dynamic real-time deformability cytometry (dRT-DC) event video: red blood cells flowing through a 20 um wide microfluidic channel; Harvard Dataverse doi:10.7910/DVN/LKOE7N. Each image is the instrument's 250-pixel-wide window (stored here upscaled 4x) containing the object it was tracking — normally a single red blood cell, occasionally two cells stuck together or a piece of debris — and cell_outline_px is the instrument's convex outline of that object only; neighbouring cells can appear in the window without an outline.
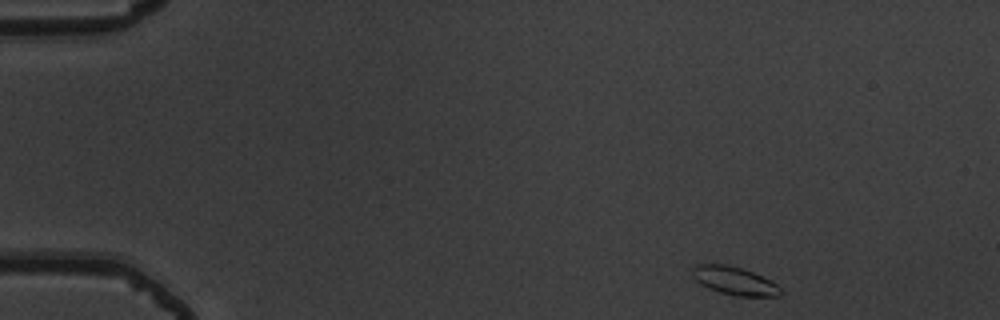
{"species": "common noctule bat (a hibernating species)", "species_latin": "Nyctalus noctula", "temperature_condition": "warm", "stored_images_in_passage": 49, "camera_frame_rate_fps": 3000, "um_per_image_px": 0.085, "animal": {"sex": "male", "body_mass_g": 19.5, "forearm_length_mm": 54.6}, "frame": {"image": 1, "passage_image": 1, "time_ms": 0.0, "image_size_px": [1000, 320], "cell_outline_px": [[784, 292], [780, 296], [732, 296], [708, 288], [700, 284], [692, 276], [692, 268], [696, 264], [724, 264], [740, 268], [752, 272], [776, 284]], "centroid_in_image_um": [62.4, 23.88], "position_along_channel_um": 22.6, "area_um2": 14.39}}
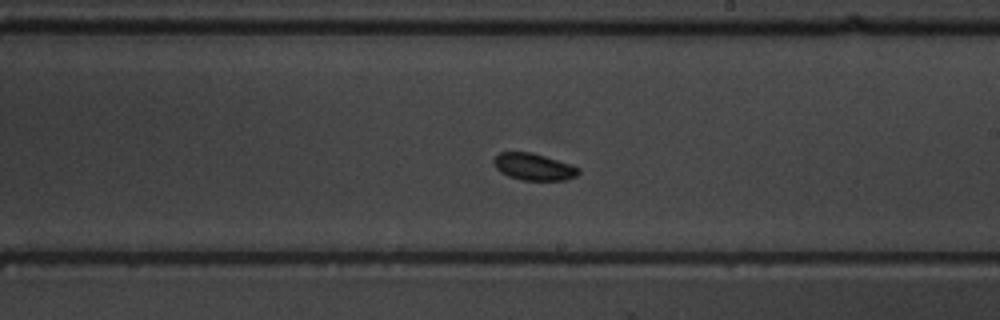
{"frame": {"image": 2, "passage_image": 27, "time_ms": 8.667, "image_size_px": [1000, 320], "cell_outline_px": [[580, 172], [576, 176], [564, 180], [520, 180], [508, 176], [500, 172], [496, 168], [492, 160], [500, 152], [532, 152], [572, 164], [580, 168]], "centroid_in_image_um": [45.37, 14.17], "position_along_channel_um": 243.6, "area_um2": 13.41}}
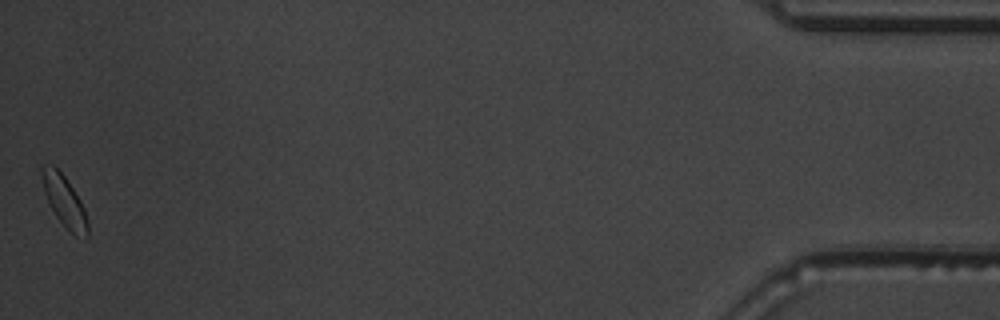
{"frame": {"image": 3, "passage_image": 49, "time_ms": 16.0, "image_size_px": [1000, 320], "cell_outline_px": [[88, 236], [84, 240], [76, 236], [56, 216], [48, 204], [44, 192], [40, 168], [44, 164], [52, 164], [64, 176], [80, 200], [84, 208], [88, 220]], "centroid_in_image_um": [5.47, 17.1], "position_along_channel_um": 429.7, "area_um2": 13.53}, "authors_computed_cell_mechanics": {"area_um2": 13.5252, "velocity_mm_per_s": 3.7122, "shape_relaxation_time_tau1_ms": 5.6619, "shape_relaxation_time_tau2_ms": null, "deformation_change_tau1": 0.1351, "deformation_change_tau2": null}}